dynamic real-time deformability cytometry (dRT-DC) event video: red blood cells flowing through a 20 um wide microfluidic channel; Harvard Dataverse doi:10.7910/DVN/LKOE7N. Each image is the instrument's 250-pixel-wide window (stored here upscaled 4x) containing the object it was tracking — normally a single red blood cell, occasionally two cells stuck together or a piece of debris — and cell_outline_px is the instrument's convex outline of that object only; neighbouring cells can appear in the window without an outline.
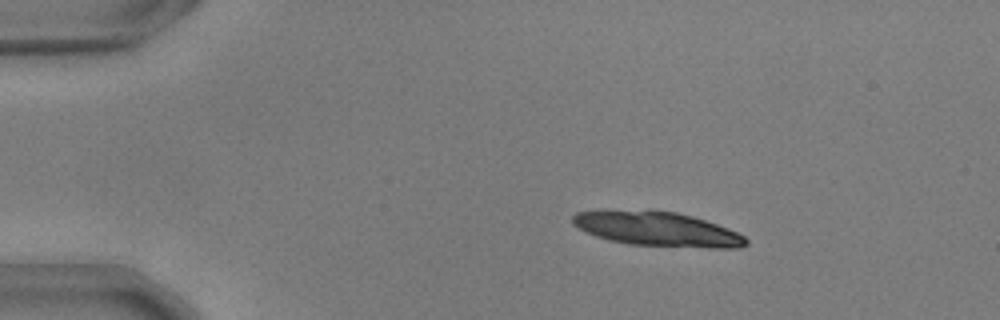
{"species": "common noctule bat (a hibernating species)", "species_latin": "Nyctalus noctula", "temperature_condition": "warm", "stored_images_in_passage": 47, "camera_frame_rate_fps": 3000, "um_per_image_px": 0.085, "animal": {"sex": "male", "body_mass_g": 17.9, "forearm_length_mm": 54.2}, "frame": {"image": 1, "passage_image": 1, "time_ms": 0.0, "image_size_px": [1000, 320], "cell_outline_px": [[748, 244], [740, 248], [708, 248], [628, 244], [608, 240], [596, 236], [572, 224], [572, 216], [576, 212], [604, 208], [676, 212], [692, 216], [728, 228], [744, 236], [748, 240]], "centroid_in_image_um": [55.82, 19.45], "position_along_channel_um": 29.2, "area_um2": 35.14}}
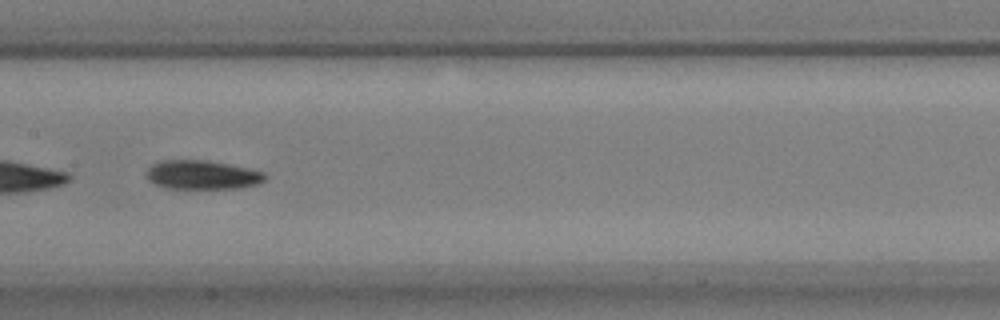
{"frame": {"image": 2, "passage_image": 20, "time_ms": 6.333, "image_size_px": [1000, 320], "cell_outline_px": [[264, 180], [256, 184], [240, 188], [164, 188], [148, 180], [144, 176], [144, 172], [152, 164], [160, 160], [208, 160], [248, 168], [264, 172]], "centroid_in_image_um": [17.11, 14.85], "position_along_channel_um": 190.3, "area_um2": 20.06}}
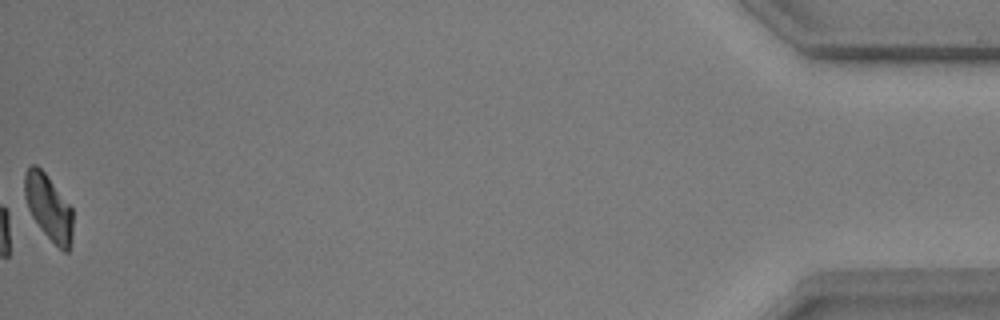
{"frame": {"image": 3, "passage_image": 47, "time_ms": 15.333, "image_size_px": [1000, 320], "cell_outline_px": [[72, 240], [68, 252], [64, 252], [40, 228], [32, 216], [28, 208], [24, 196], [24, 172], [32, 164], [36, 164], [44, 172], [72, 208]], "centroid_in_image_um": [4.11, 17.61], "position_along_channel_um": 431.1, "area_um2": 18.21}, "authors_computed_cell_mechanics": {"area_um2": 20.4612, "velocity_mm_per_s": 3.6833, "shape_relaxation_time_tau1_ms": 3.3746, "shape_relaxation_time_tau2_ms": null, "deformation_change_tau1": 0.1414, "deformation_change_tau2": null}}